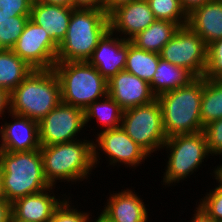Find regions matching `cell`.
I'll return each instance as SVG.
<instances>
[{
  "label": "cell",
  "instance_id": "cell-1",
  "mask_svg": "<svg viewBox=\"0 0 222 222\" xmlns=\"http://www.w3.org/2000/svg\"><path fill=\"white\" fill-rule=\"evenodd\" d=\"M9 98L10 113L39 122L61 102V84L53 69H33Z\"/></svg>",
  "mask_w": 222,
  "mask_h": 222
},
{
  "label": "cell",
  "instance_id": "cell-2",
  "mask_svg": "<svg viewBox=\"0 0 222 222\" xmlns=\"http://www.w3.org/2000/svg\"><path fill=\"white\" fill-rule=\"evenodd\" d=\"M204 77H195L185 86L157 97L162 109L163 128L167 138L204 130L201 121V99Z\"/></svg>",
  "mask_w": 222,
  "mask_h": 222
},
{
  "label": "cell",
  "instance_id": "cell-3",
  "mask_svg": "<svg viewBox=\"0 0 222 222\" xmlns=\"http://www.w3.org/2000/svg\"><path fill=\"white\" fill-rule=\"evenodd\" d=\"M0 171L4 197L9 203L52 189L44 176L40 149L21 152L0 150Z\"/></svg>",
  "mask_w": 222,
  "mask_h": 222
},
{
  "label": "cell",
  "instance_id": "cell-4",
  "mask_svg": "<svg viewBox=\"0 0 222 222\" xmlns=\"http://www.w3.org/2000/svg\"><path fill=\"white\" fill-rule=\"evenodd\" d=\"M109 29V15L104 9L75 8L58 46L57 62L88 61Z\"/></svg>",
  "mask_w": 222,
  "mask_h": 222
},
{
  "label": "cell",
  "instance_id": "cell-5",
  "mask_svg": "<svg viewBox=\"0 0 222 222\" xmlns=\"http://www.w3.org/2000/svg\"><path fill=\"white\" fill-rule=\"evenodd\" d=\"M96 146L90 141L80 143L75 140L41 146L43 172L49 185L53 186L56 179H84L98 161Z\"/></svg>",
  "mask_w": 222,
  "mask_h": 222
},
{
  "label": "cell",
  "instance_id": "cell-6",
  "mask_svg": "<svg viewBox=\"0 0 222 222\" xmlns=\"http://www.w3.org/2000/svg\"><path fill=\"white\" fill-rule=\"evenodd\" d=\"M53 70L61 84V102L83 110L108 94L107 80L88 61L56 62Z\"/></svg>",
  "mask_w": 222,
  "mask_h": 222
},
{
  "label": "cell",
  "instance_id": "cell-7",
  "mask_svg": "<svg viewBox=\"0 0 222 222\" xmlns=\"http://www.w3.org/2000/svg\"><path fill=\"white\" fill-rule=\"evenodd\" d=\"M121 127L148 154L161 148L166 139L159 101L124 110Z\"/></svg>",
  "mask_w": 222,
  "mask_h": 222
},
{
  "label": "cell",
  "instance_id": "cell-8",
  "mask_svg": "<svg viewBox=\"0 0 222 222\" xmlns=\"http://www.w3.org/2000/svg\"><path fill=\"white\" fill-rule=\"evenodd\" d=\"M164 146L171 152L164 176V182L168 184L185 179L209 153L204 131L170 136Z\"/></svg>",
  "mask_w": 222,
  "mask_h": 222
},
{
  "label": "cell",
  "instance_id": "cell-9",
  "mask_svg": "<svg viewBox=\"0 0 222 222\" xmlns=\"http://www.w3.org/2000/svg\"><path fill=\"white\" fill-rule=\"evenodd\" d=\"M162 60L183 67L194 77H203L207 61V45L187 25L180 27L160 52Z\"/></svg>",
  "mask_w": 222,
  "mask_h": 222
},
{
  "label": "cell",
  "instance_id": "cell-10",
  "mask_svg": "<svg viewBox=\"0 0 222 222\" xmlns=\"http://www.w3.org/2000/svg\"><path fill=\"white\" fill-rule=\"evenodd\" d=\"M12 51L33 69H53L58 45L30 18Z\"/></svg>",
  "mask_w": 222,
  "mask_h": 222
},
{
  "label": "cell",
  "instance_id": "cell-11",
  "mask_svg": "<svg viewBox=\"0 0 222 222\" xmlns=\"http://www.w3.org/2000/svg\"><path fill=\"white\" fill-rule=\"evenodd\" d=\"M85 126L82 108L60 102L39 121L40 146L74 141L73 137Z\"/></svg>",
  "mask_w": 222,
  "mask_h": 222
},
{
  "label": "cell",
  "instance_id": "cell-12",
  "mask_svg": "<svg viewBox=\"0 0 222 222\" xmlns=\"http://www.w3.org/2000/svg\"><path fill=\"white\" fill-rule=\"evenodd\" d=\"M108 95L123 110L146 105L157 97L153 94L150 84L126 70L118 72L107 81Z\"/></svg>",
  "mask_w": 222,
  "mask_h": 222
},
{
  "label": "cell",
  "instance_id": "cell-13",
  "mask_svg": "<svg viewBox=\"0 0 222 222\" xmlns=\"http://www.w3.org/2000/svg\"><path fill=\"white\" fill-rule=\"evenodd\" d=\"M112 34L113 32L109 29L99 40L92 56L88 59V62L107 81L124 70L128 54V40L111 38Z\"/></svg>",
  "mask_w": 222,
  "mask_h": 222
},
{
  "label": "cell",
  "instance_id": "cell-14",
  "mask_svg": "<svg viewBox=\"0 0 222 222\" xmlns=\"http://www.w3.org/2000/svg\"><path fill=\"white\" fill-rule=\"evenodd\" d=\"M155 20L147 0H133L117 7L109 14V28L112 32L117 30L129 35L127 40L130 41Z\"/></svg>",
  "mask_w": 222,
  "mask_h": 222
},
{
  "label": "cell",
  "instance_id": "cell-15",
  "mask_svg": "<svg viewBox=\"0 0 222 222\" xmlns=\"http://www.w3.org/2000/svg\"><path fill=\"white\" fill-rule=\"evenodd\" d=\"M98 146L109 155L111 163L137 165L149 154L126 134L122 127L104 129L98 134Z\"/></svg>",
  "mask_w": 222,
  "mask_h": 222
},
{
  "label": "cell",
  "instance_id": "cell-16",
  "mask_svg": "<svg viewBox=\"0 0 222 222\" xmlns=\"http://www.w3.org/2000/svg\"><path fill=\"white\" fill-rule=\"evenodd\" d=\"M12 116L17 120L12 124L5 123L0 129V150L21 152L40 149L39 122L16 114Z\"/></svg>",
  "mask_w": 222,
  "mask_h": 222
},
{
  "label": "cell",
  "instance_id": "cell-17",
  "mask_svg": "<svg viewBox=\"0 0 222 222\" xmlns=\"http://www.w3.org/2000/svg\"><path fill=\"white\" fill-rule=\"evenodd\" d=\"M74 9L72 6L36 2L32 3L30 19L44 28L59 46L66 36Z\"/></svg>",
  "mask_w": 222,
  "mask_h": 222
},
{
  "label": "cell",
  "instance_id": "cell-18",
  "mask_svg": "<svg viewBox=\"0 0 222 222\" xmlns=\"http://www.w3.org/2000/svg\"><path fill=\"white\" fill-rule=\"evenodd\" d=\"M187 26L208 46L222 39V0H211L188 14Z\"/></svg>",
  "mask_w": 222,
  "mask_h": 222
},
{
  "label": "cell",
  "instance_id": "cell-19",
  "mask_svg": "<svg viewBox=\"0 0 222 222\" xmlns=\"http://www.w3.org/2000/svg\"><path fill=\"white\" fill-rule=\"evenodd\" d=\"M44 191L24 196L11 203V220L49 222L61 201L58 202V199Z\"/></svg>",
  "mask_w": 222,
  "mask_h": 222
},
{
  "label": "cell",
  "instance_id": "cell-20",
  "mask_svg": "<svg viewBox=\"0 0 222 222\" xmlns=\"http://www.w3.org/2000/svg\"><path fill=\"white\" fill-rule=\"evenodd\" d=\"M130 190L115 193L101 213L108 222H147L146 208Z\"/></svg>",
  "mask_w": 222,
  "mask_h": 222
},
{
  "label": "cell",
  "instance_id": "cell-21",
  "mask_svg": "<svg viewBox=\"0 0 222 222\" xmlns=\"http://www.w3.org/2000/svg\"><path fill=\"white\" fill-rule=\"evenodd\" d=\"M179 28L180 26L175 22L155 20L130 42L139 49L160 54L164 45L171 40Z\"/></svg>",
  "mask_w": 222,
  "mask_h": 222
},
{
  "label": "cell",
  "instance_id": "cell-22",
  "mask_svg": "<svg viewBox=\"0 0 222 222\" xmlns=\"http://www.w3.org/2000/svg\"><path fill=\"white\" fill-rule=\"evenodd\" d=\"M194 78L185 68L160 59L150 87L153 94L158 97L170 90L185 86Z\"/></svg>",
  "mask_w": 222,
  "mask_h": 222
},
{
  "label": "cell",
  "instance_id": "cell-23",
  "mask_svg": "<svg viewBox=\"0 0 222 222\" xmlns=\"http://www.w3.org/2000/svg\"><path fill=\"white\" fill-rule=\"evenodd\" d=\"M32 70L12 49H0V87L9 94Z\"/></svg>",
  "mask_w": 222,
  "mask_h": 222
},
{
  "label": "cell",
  "instance_id": "cell-24",
  "mask_svg": "<svg viewBox=\"0 0 222 222\" xmlns=\"http://www.w3.org/2000/svg\"><path fill=\"white\" fill-rule=\"evenodd\" d=\"M160 59V54L139 49L128 41V54L124 70L150 84Z\"/></svg>",
  "mask_w": 222,
  "mask_h": 222
},
{
  "label": "cell",
  "instance_id": "cell-25",
  "mask_svg": "<svg viewBox=\"0 0 222 222\" xmlns=\"http://www.w3.org/2000/svg\"><path fill=\"white\" fill-rule=\"evenodd\" d=\"M200 108L204 127L222 118V79L204 78Z\"/></svg>",
  "mask_w": 222,
  "mask_h": 222
},
{
  "label": "cell",
  "instance_id": "cell-26",
  "mask_svg": "<svg viewBox=\"0 0 222 222\" xmlns=\"http://www.w3.org/2000/svg\"><path fill=\"white\" fill-rule=\"evenodd\" d=\"M105 101H94L84 109L85 124L96 117L102 125L107 129H115L121 127V121L124 110L121 106L108 94L105 96Z\"/></svg>",
  "mask_w": 222,
  "mask_h": 222
},
{
  "label": "cell",
  "instance_id": "cell-27",
  "mask_svg": "<svg viewBox=\"0 0 222 222\" xmlns=\"http://www.w3.org/2000/svg\"><path fill=\"white\" fill-rule=\"evenodd\" d=\"M147 2L156 20L175 22L180 27L187 25L188 14L182 7L180 0H147Z\"/></svg>",
  "mask_w": 222,
  "mask_h": 222
},
{
  "label": "cell",
  "instance_id": "cell-28",
  "mask_svg": "<svg viewBox=\"0 0 222 222\" xmlns=\"http://www.w3.org/2000/svg\"><path fill=\"white\" fill-rule=\"evenodd\" d=\"M30 16H16L0 20V49H12Z\"/></svg>",
  "mask_w": 222,
  "mask_h": 222
},
{
  "label": "cell",
  "instance_id": "cell-29",
  "mask_svg": "<svg viewBox=\"0 0 222 222\" xmlns=\"http://www.w3.org/2000/svg\"><path fill=\"white\" fill-rule=\"evenodd\" d=\"M205 79H222V39L207 46Z\"/></svg>",
  "mask_w": 222,
  "mask_h": 222
},
{
  "label": "cell",
  "instance_id": "cell-30",
  "mask_svg": "<svg viewBox=\"0 0 222 222\" xmlns=\"http://www.w3.org/2000/svg\"><path fill=\"white\" fill-rule=\"evenodd\" d=\"M30 0H0V20L16 16H30Z\"/></svg>",
  "mask_w": 222,
  "mask_h": 222
},
{
  "label": "cell",
  "instance_id": "cell-31",
  "mask_svg": "<svg viewBox=\"0 0 222 222\" xmlns=\"http://www.w3.org/2000/svg\"><path fill=\"white\" fill-rule=\"evenodd\" d=\"M214 221H222V186L216 187L199 205Z\"/></svg>",
  "mask_w": 222,
  "mask_h": 222
},
{
  "label": "cell",
  "instance_id": "cell-32",
  "mask_svg": "<svg viewBox=\"0 0 222 222\" xmlns=\"http://www.w3.org/2000/svg\"><path fill=\"white\" fill-rule=\"evenodd\" d=\"M207 148L210 154H222V118L204 127Z\"/></svg>",
  "mask_w": 222,
  "mask_h": 222
},
{
  "label": "cell",
  "instance_id": "cell-33",
  "mask_svg": "<svg viewBox=\"0 0 222 222\" xmlns=\"http://www.w3.org/2000/svg\"><path fill=\"white\" fill-rule=\"evenodd\" d=\"M69 202L63 201L54 211L49 222H88L87 213L77 212L76 209L69 208Z\"/></svg>",
  "mask_w": 222,
  "mask_h": 222
},
{
  "label": "cell",
  "instance_id": "cell-34",
  "mask_svg": "<svg viewBox=\"0 0 222 222\" xmlns=\"http://www.w3.org/2000/svg\"><path fill=\"white\" fill-rule=\"evenodd\" d=\"M104 0H72L73 8L103 9Z\"/></svg>",
  "mask_w": 222,
  "mask_h": 222
},
{
  "label": "cell",
  "instance_id": "cell-35",
  "mask_svg": "<svg viewBox=\"0 0 222 222\" xmlns=\"http://www.w3.org/2000/svg\"><path fill=\"white\" fill-rule=\"evenodd\" d=\"M11 217V203L6 200H0V222H10Z\"/></svg>",
  "mask_w": 222,
  "mask_h": 222
},
{
  "label": "cell",
  "instance_id": "cell-36",
  "mask_svg": "<svg viewBox=\"0 0 222 222\" xmlns=\"http://www.w3.org/2000/svg\"><path fill=\"white\" fill-rule=\"evenodd\" d=\"M132 1L133 0H104L103 9L109 15L117 7Z\"/></svg>",
  "mask_w": 222,
  "mask_h": 222
},
{
  "label": "cell",
  "instance_id": "cell-37",
  "mask_svg": "<svg viewBox=\"0 0 222 222\" xmlns=\"http://www.w3.org/2000/svg\"><path fill=\"white\" fill-rule=\"evenodd\" d=\"M211 0H180V3L184 10L189 14L195 8L209 2Z\"/></svg>",
  "mask_w": 222,
  "mask_h": 222
},
{
  "label": "cell",
  "instance_id": "cell-38",
  "mask_svg": "<svg viewBox=\"0 0 222 222\" xmlns=\"http://www.w3.org/2000/svg\"><path fill=\"white\" fill-rule=\"evenodd\" d=\"M195 216L193 217V221L191 222H216L214 221L212 218H210L204 211L202 208H200L198 206L197 210H196V214H194Z\"/></svg>",
  "mask_w": 222,
  "mask_h": 222
},
{
  "label": "cell",
  "instance_id": "cell-39",
  "mask_svg": "<svg viewBox=\"0 0 222 222\" xmlns=\"http://www.w3.org/2000/svg\"><path fill=\"white\" fill-rule=\"evenodd\" d=\"M10 105L9 93L0 87V114Z\"/></svg>",
  "mask_w": 222,
  "mask_h": 222
},
{
  "label": "cell",
  "instance_id": "cell-40",
  "mask_svg": "<svg viewBox=\"0 0 222 222\" xmlns=\"http://www.w3.org/2000/svg\"><path fill=\"white\" fill-rule=\"evenodd\" d=\"M39 2L61 6H72V0H39Z\"/></svg>",
  "mask_w": 222,
  "mask_h": 222
},
{
  "label": "cell",
  "instance_id": "cell-41",
  "mask_svg": "<svg viewBox=\"0 0 222 222\" xmlns=\"http://www.w3.org/2000/svg\"><path fill=\"white\" fill-rule=\"evenodd\" d=\"M215 176H216V180L218 179L220 182V185L222 186V166L216 169Z\"/></svg>",
  "mask_w": 222,
  "mask_h": 222
},
{
  "label": "cell",
  "instance_id": "cell-42",
  "mask_svg": "<svg viewBox=\"0 0 222 222\" xmlns=\"http://www.w3.org/2000/svg\"><path fill=\"white\" fill-rule=\"evenodd\" d=\"M0 200H5L4 191H3V183H2L1 171H0Z\"/></svg>",
  "mask_w": 222,
  "mask_h": 222
},
{
  "label": "cell",
  "instance_id": "cell-43",
  "mask_svg": "<svg viewBox=\"0 0 222 222\" xmlns=\"http://www.w3.org/2000/svg\"><path fill=\"white\" fill-rule=\"evenodd\" d=\"M95 222H108V221L101 214Z\"/></svg>",
  "mask_w": 222,
  "mask_h": 222
},
{
  "label": "cell",
  "instance_id": "cell-44",
  "mask_svg": "<svg viewBox=\"0 0 222 222\" xmlns=\"http://www.w3.org/2000/svg\"><path fill=\"white\" fill-rule=\"evenodd\" d=\"M10 222H23V221H20V220H10Z\"/></svg>",
  "mask_w": 222,
  "mask_h": 222
},
{
  "label": "cell",
  "instance_id": "cell-45",
  "mask_svg": "<svg viewBox=\"0 0 222 222\" xmlns=\"http://www.w3.org/2000/svg\"><path fill=\"white\" fill-rule=\"evenodd\" d=\"M32 3L39 2V0H30Z\"/></svg>",
  "mask_w": 222,
  "mask_h": 222
}]
</instances>
